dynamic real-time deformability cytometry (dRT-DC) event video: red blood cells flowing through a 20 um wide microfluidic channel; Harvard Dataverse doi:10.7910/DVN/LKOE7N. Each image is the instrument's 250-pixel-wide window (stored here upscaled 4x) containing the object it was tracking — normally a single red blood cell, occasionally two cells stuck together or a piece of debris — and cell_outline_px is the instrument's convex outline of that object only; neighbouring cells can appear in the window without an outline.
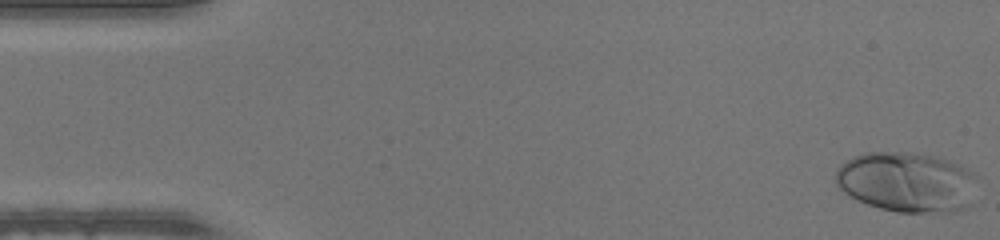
{"species": "human", "species_latin": "Homo sapiens", "temperature_condition": "warm", "stored_images_in_passage": 49, "camera_frame_rate_fps": 3000, "um_per_image_px": 0.085, "donor": {"sex": "male"}, "frame": {"image": 1, "passage_image": 1, "time_ms": 0.0, "image_size_px": [1000, 240], "cell_outline_px": [[980, 176], [960, 208], [948, 212], [896, 212], [880, 208], [868, 204], [844, 192], [836, 184], [836, 172], [840, 164], [852, 156], [864, 152], [908, 152], [936, 156], [960, 164], [976, 172]], "centroid_in_image_um": [77.03, 15.43], "position_along_channel_um": 8.0, "area_um2": 49.19}}
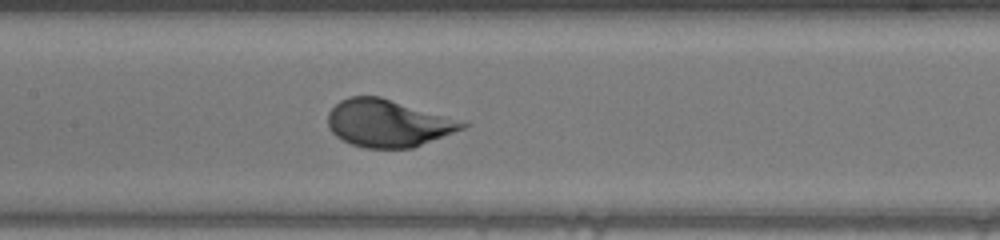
{"frame": {"image": 2, "passage_image": 23, "time_ms": 7.333, "image_size_px": [1000, 240], "cell_outline_px": [[472, 124], [464, 128], [412, 148], [364, 148], [352, 144], [336, 136], [328, 128], [328, 112], [340, 100], [348, 96], [380, 96]], "centroid_in_image_um": [32.94, 10.47], "position_along_channel_um": 174.5, "area_um2": 36.76}}
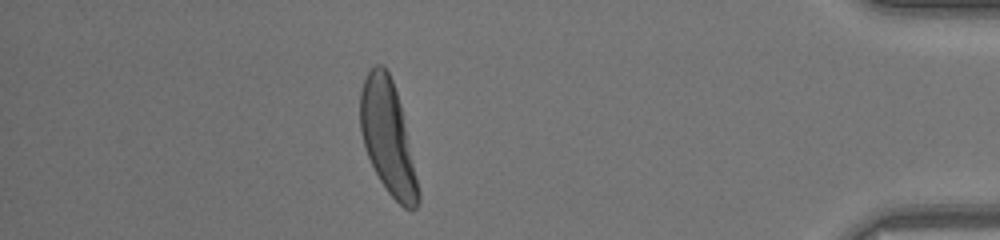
{"frame": {"image": 3, "passage_image": 43, "time_ms": 14.0, "image_size_px": [1000, 240], "cell_outline_px": [[420, 200], [416, 208], [412, 212], [404, 208], [388, 192], [380, 180], [368, 156], [364, 144], [360, 128], [360, 92], [364, 80], [368, 72], [376, 64], [384, 64], [392, 80], [400, 104], [420, 192]], "centroid_in_image_um": [32.97, 11.69], "position_along_channel_um": 402.2, "area_um2": 37.63}}